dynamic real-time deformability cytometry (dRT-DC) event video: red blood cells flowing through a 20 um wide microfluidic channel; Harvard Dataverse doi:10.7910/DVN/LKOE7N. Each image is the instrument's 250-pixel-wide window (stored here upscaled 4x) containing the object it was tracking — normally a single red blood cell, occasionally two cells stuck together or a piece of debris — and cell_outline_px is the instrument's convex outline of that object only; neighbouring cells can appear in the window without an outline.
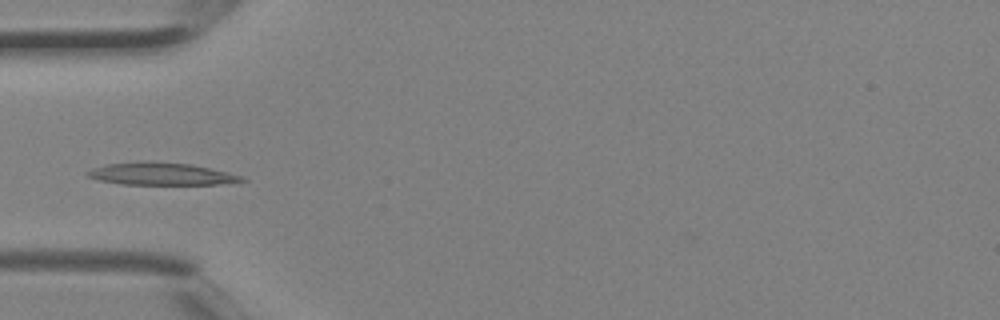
{"species": "Egyptian fruit bat (a non-hibernating species)", "species_latin": "Rousettus aegyptiacus", "temperature_condition": "room temperature", "stored_images_in_passage": 4, "camera_frame_rate_fps": 3000, "um_per_image_px": 0.085, "animal": {"sex": "female"}, "frame": {"image": 1, "passage_image": 4, "time_ms": 1.0, "image_size_px": [1000, 320], "cell_outline_px": [[248, 180], [216, 184], [124, 184], [100, 180], [88, 176], [84, 172], [92, 168], [108, 164], [192, 164], [244, 176]], "centroid_in_image_um": [13.76, 14.82], "position_along_channel_um": 71.2, "area_um2": 18.84}}